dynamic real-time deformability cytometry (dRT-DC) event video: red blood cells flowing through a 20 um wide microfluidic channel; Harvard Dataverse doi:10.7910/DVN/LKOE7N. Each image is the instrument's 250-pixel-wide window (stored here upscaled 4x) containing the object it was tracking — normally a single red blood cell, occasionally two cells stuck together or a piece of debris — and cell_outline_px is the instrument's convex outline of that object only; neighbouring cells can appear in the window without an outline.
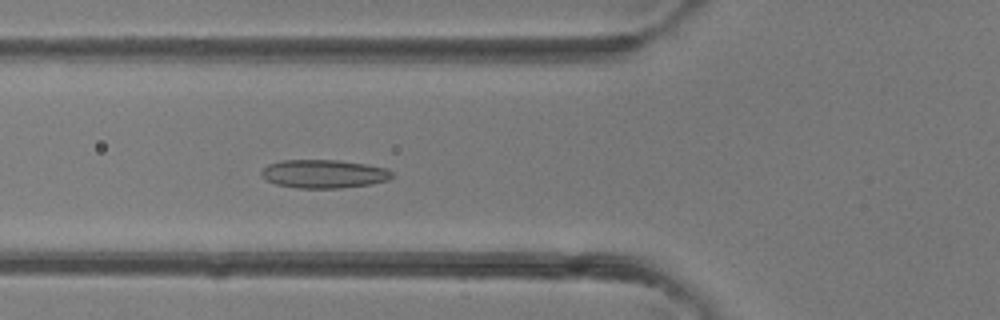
{"species": "common noctule bat (a hibernating species)", "species_latin": "Nyctalus noctula", "temperature_condition": "room temperature", "stored_images_in_passage": 43, "camera_frame_rate_fps": 3000, "um_per_image_px": 0.085, "animal": {"sex": "female"}, "frame": {"image": 1, "passage_image": 16, "time_ms": 5.0, "image_size_px": [1000, 320], "cell_outline_px": [[396, 176], [388, 180], [372, 184], [340, 188], [300, 188], [276, 184], [260, 176], [260, 172], [268, 164], [280, 160], [340, 160], [368, 164], [388, 168]], "centroid_in_image_um": [27.57, 14.77], "position_along_channel_um": 98.2, "area_um2": 21.91}}
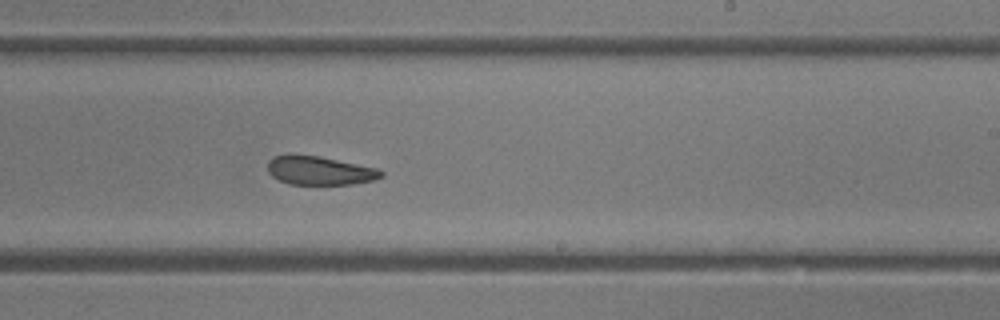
{"frame": {"image": 2, "passage_image": 26, "time_ms": 8.333, "image_size_px": [1000, 320], "cell_outline_px": [[384, 176], [376, 180], [352, 184], [288, 184], [272, 176], [268, 172], [268, 160], [272, 156], [292, 152], [320, 156], [376, 168], [384, 172]], "centroid_in_image_um": [27.13, 14.47], "position_along_channel_um": 261.9, "area_um2": 19.42}}
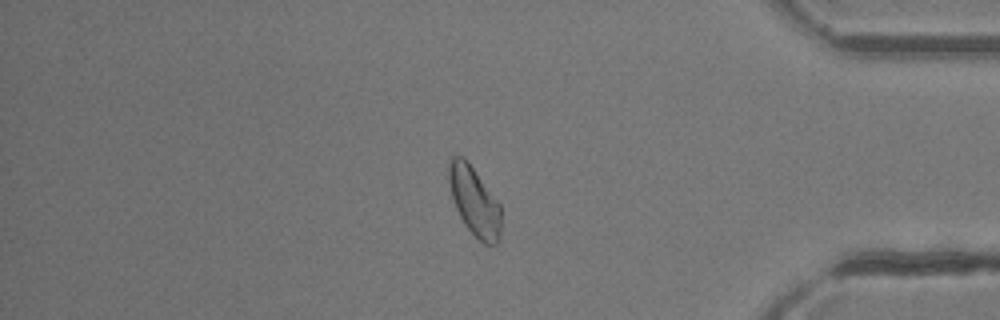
{"frame": {"image": 3, "passage_image": 36, "time_ms": 11.667, "image_size_px": [1000, 320], "cell_outline_px": [[500, 240], [496, 244], [484, 244], [464, 224], [456, 208], [452, 196], [448, 180], [448, 164], [452, 156], [464, 156], [468, 160], [500, 204]], "centroid_in_image_um": [40.31, 17.07], "position_along_channel_um": 394.9, "area_um2": 20.92}}